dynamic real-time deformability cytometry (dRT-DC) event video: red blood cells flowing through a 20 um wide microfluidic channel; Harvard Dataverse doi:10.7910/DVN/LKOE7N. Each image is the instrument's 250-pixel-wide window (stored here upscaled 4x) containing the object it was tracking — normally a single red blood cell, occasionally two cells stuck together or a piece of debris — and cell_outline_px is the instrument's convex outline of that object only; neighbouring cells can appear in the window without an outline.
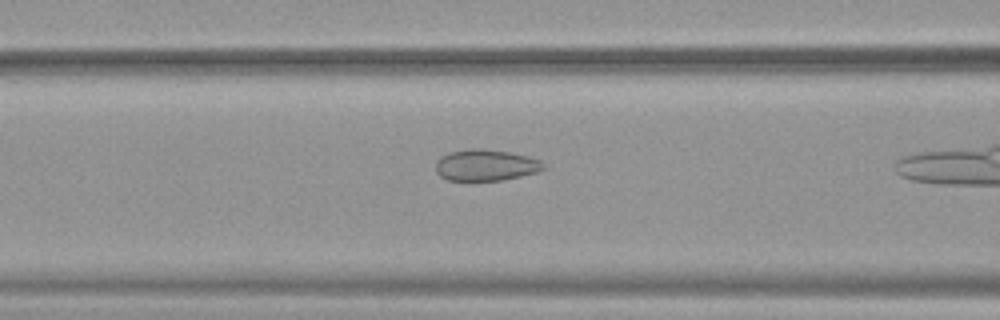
{"species": "common noctule bat (a hibernating species)", "species_latin": "Nyctalus noctula", "temperature_condition": "warm", "stored_images_in_passage": 34, "camera_frame_rate_fps": 3000, "um_per_image_px": 0.085, "animal": {"sex": "female", "body_mass_g": 19.9}, "frame": {"image": 1, "passage_image": 14, "time_ms": 4.333, "image_size_px": [1000, 320], "cell_outline_px": [[548, 168], [540, 172], [500, 180], [448, 180], [440, 176], [436, 172], [436, 160], [440, 156], [448, 152], [472, 148], [480, 148], [512, 152], [528, 156], [540, 160]], "centroid_in_image_um": [41.31, 14.02], "position_along_channel_um": 125.3, "area_um2": 19.94}}
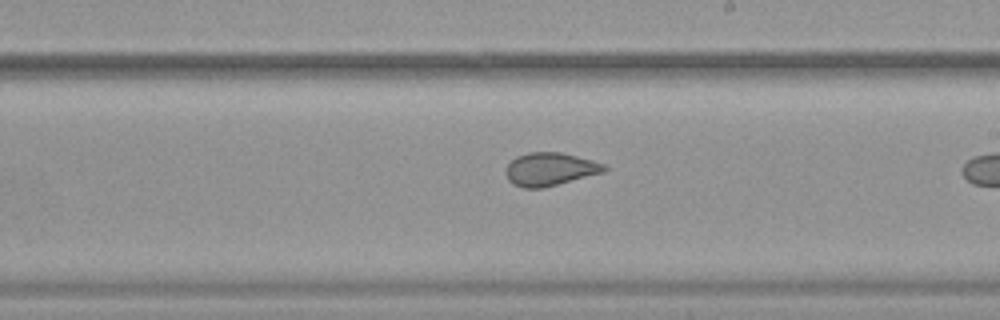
{"frame": {"image": 2, "passage_image": 23, "time_ms": 7.333, "image_size_px": [1000, 320], "cell_outline_px": [[608, 168], [604, 172], [544, 188], [524, 188], [512, 184], [508, 180], [504, 172], [508, 164], [516, 156], [528, 152], [560, 152], [608, 164]], "centroid_in_image_um": [46.75, 14.38], "position_along_channel_um": 242.3, "area_um2": 19.19}}
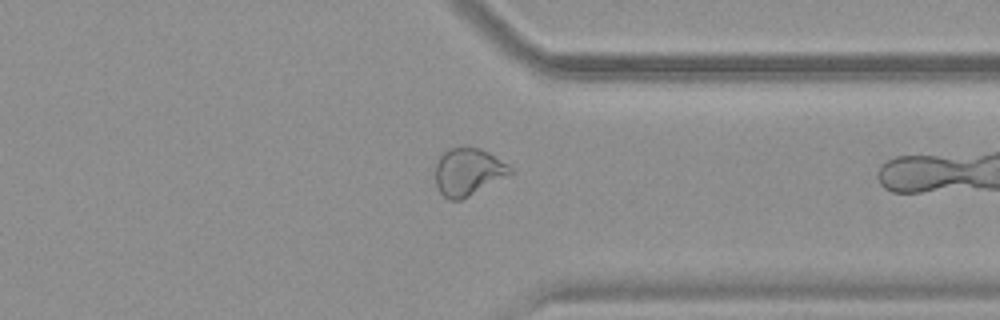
{"frame": {"image": 3, "passage_image": 33, "time_ms": 10.667, "image_size_px": [1000, 320], "cell_outline_px": [[512, 172], [468, 196], [460, 200], [452, 200], [444, 196], [440, 192], [436, 184], [436, 164], [440, 156], [448, 148], [480, 148], [488, 152], [508, 164], [512, 168]], "centroid_in_image_um": [39.76, 14.59], "position_along_channel_um": 371.6, "area_um2": 20.06}}